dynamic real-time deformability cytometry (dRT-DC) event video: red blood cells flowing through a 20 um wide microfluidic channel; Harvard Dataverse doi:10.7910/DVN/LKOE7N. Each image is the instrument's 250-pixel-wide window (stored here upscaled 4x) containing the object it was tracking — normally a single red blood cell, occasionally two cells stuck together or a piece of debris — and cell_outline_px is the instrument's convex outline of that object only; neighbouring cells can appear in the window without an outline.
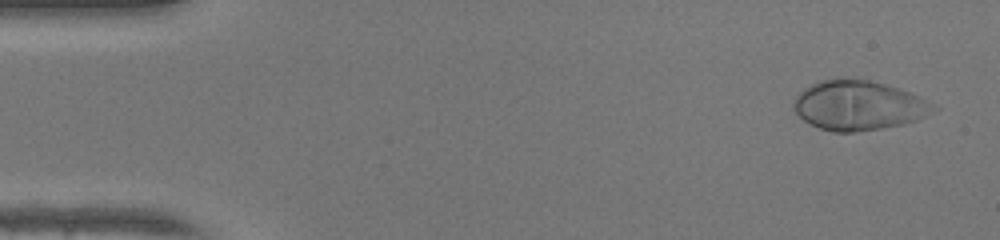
{"species": "human", "species_latin": "Homo sapiens", "temperature_condition": "warm", "stored_images_in_passage": 48, "camera_frame_rate_fps": 3000, "um_per_image_px": 0.085, "donor": {"sex": "female"}, "frame": {"image": 1, "passage_image": 2, "time_ms": 0.333, "image_size_px": [1000, 240], "cell_outline_px": [[940, 108], [916, 120], [904, 124], [856, 132], [832, 132], [820, 128], [804, 120], [792, 108], [792, 104], [796, 96], [804, 88], [820, 80], [836, 76], [844, 76], [868, 80], [884, 84], [920, 96], [936, 104]], "centroid_in_image_um": [72.96, 8.93], "position_along_channel_um": 12.0, "area_um2": 40.75}}
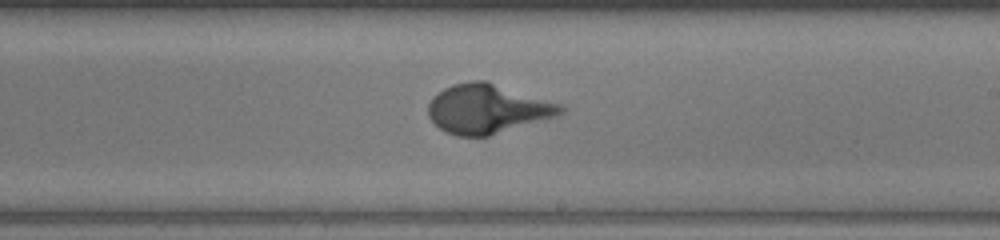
{"frame": {"image": 2, "passage_image": 28, "time_ms": 9.0, "image_size_px": [1000, 240], "cell_outline_px": [[568, 108], [564, 112], [556, 116], [488, 136], [456, 136], [444, 132], [428, 116], [428, 104], [432, 96], [444, 88], [452, 84], [472, 80], [484, 80], [564, 104]], "centroid_in_image_um": [41.44, 9.24], "position_along_channel_um": 247.6, "area_um2": 38.21}}
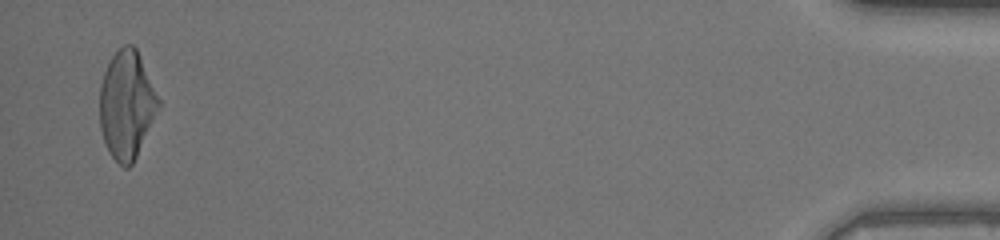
{"frame": {"image": 3, "passage_image": 47, "time_ms": 15.333, "image_size_px": [1000, 240], "cell_outline_px": [[160, 108], [132, 164], [128, 168], [124, 168], [108, 152], [100, 128], [100, 84], [104, 72], [112, 56], [124, 44], [132, 44], [136, 48], [160, 100]], "centroid_in_image_um": [10.77, 8.91], "position_along_channel_um": 424.4, "area_um2": 36.76}}